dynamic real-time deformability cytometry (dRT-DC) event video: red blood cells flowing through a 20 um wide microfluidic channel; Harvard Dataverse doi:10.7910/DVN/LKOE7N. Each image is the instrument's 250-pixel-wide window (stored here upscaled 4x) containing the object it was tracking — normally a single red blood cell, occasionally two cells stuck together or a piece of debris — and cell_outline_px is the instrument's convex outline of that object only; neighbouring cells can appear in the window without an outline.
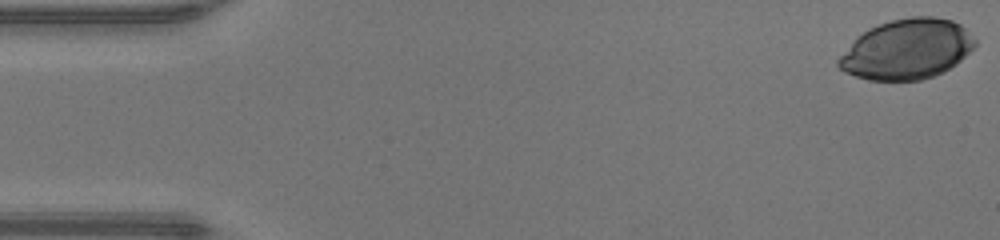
{"species": "human", "species_latin": "Homo sapiens", "temperature_condition": "warm", "stored_images_in_passage": 40, "camera_frame_rate_fps": 3000, "um_per_image_px": 0.085, "donor": {"sex": "male"}, "frame": {"image": 1, "passage_image": 1, "time_ms": 0.0, "image_size_px": [1000, 240], "cell_outline_px": [[976, 44], [956, 64], [944, 72], [920, 80], [868, 80], [844, 72], [836, 64], [836, 60], [856, 36], [868, 28], [892, 20], [908, 16], [936, 16], [952, 20], [960, 24], [976, 40]], "centroid_in_image_um": [77.06, 4.18], "position_along_channel_um": 7.9, "area_um2": 47.8}}
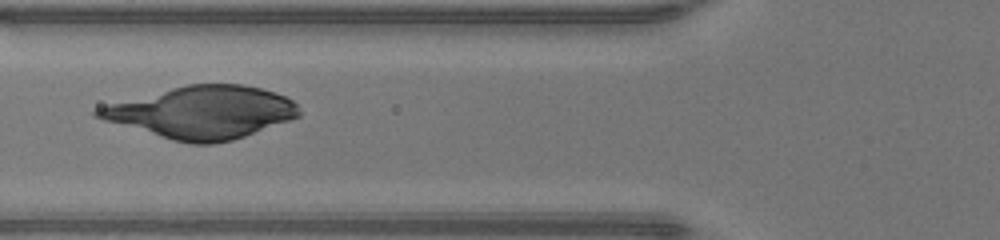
{"frame": {"image": 2, "passage_image": 18, "time_ms": 5.667, "image_size_px": [1000, 240], "cell_outline_px": [[300, 116], [244, 136], [232, 140], [212, 144], [192, 144], [172, 140], [104, 120], [92, 116], [92, 112], [96, 108], [172, 88], [188, 84], [244, 84], [260, 88], [284, 96], [292, 100], [296, 104], [300, 112]], "centroid_in_image_um": [17.18, 9.56], "position_along_channel_um": 108.6, "area_um2": 60.34}}
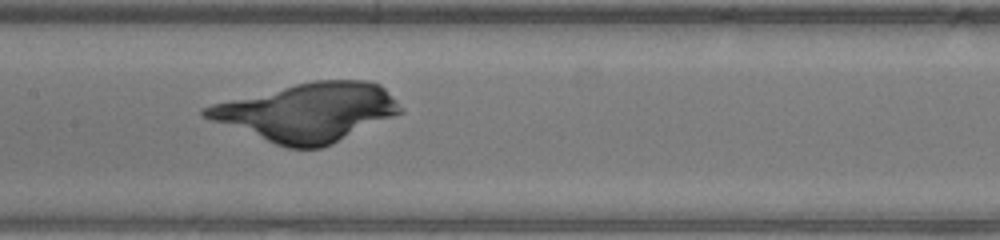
{"frame": {"image": 3, "passage_image": 23, "time_ms": 7.333, "image_size_px": [1000, 240], "cell_outline_px": [[404, 112], [332, 144], [320, 148], [288, 148], [276, 144], [200, 116], [200, 108], [212, 104], [312, 80], [368, 80], [380, 84], [404, 108]], "centroid_in_image_um": [26.16, 9.53], "position_along_channel_um": 181.2, "area_um2": 65.72}}